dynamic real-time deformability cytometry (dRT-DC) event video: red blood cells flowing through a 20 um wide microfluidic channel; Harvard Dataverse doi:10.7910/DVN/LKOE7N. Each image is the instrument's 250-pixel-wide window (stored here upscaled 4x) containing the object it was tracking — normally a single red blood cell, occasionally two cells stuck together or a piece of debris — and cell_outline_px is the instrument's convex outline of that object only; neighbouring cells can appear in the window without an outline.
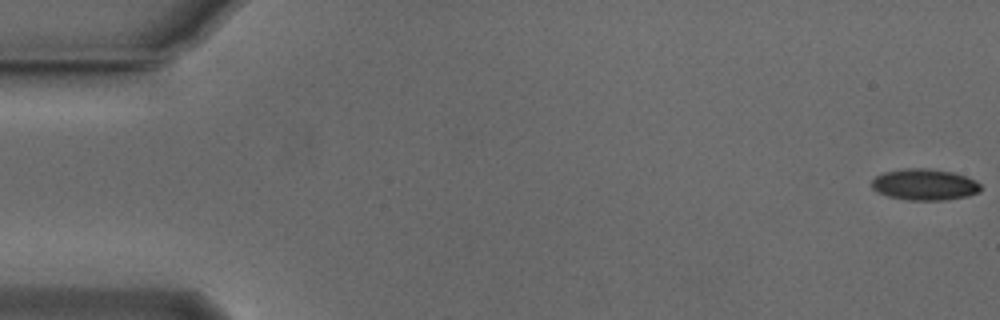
{"species": "Egyptian fruit bat (a non-hibernating species)", "species_latin": "Rousettus aegyptiacus", "temperature_condition": "cold", "stored_images_in_passage": 4, "camera_frame_rate_fps": 3000, "um_per_image_px": 0.085, "animal": {"sex": "male"}, "frame": {"image": 1, "passage_image": 1, "time_ms": 0.0, "image_size_px": [1000, 320], "cell_outline_px": [[980, 192], [968, 196], [944, 200], [908, 200], [888, 196], [872, 188], [872, 180], [876, 176], [884, 172], [904, 168], [928, 168], [952, 172], [976, 180], [980, 184]], "centroid_in_image_um": [78.6, 15.68], "position_along_channel_um": 6.4, "area_um2": 19.83}}